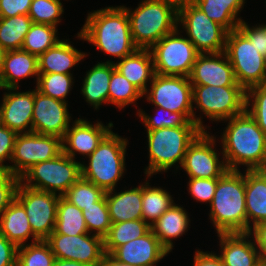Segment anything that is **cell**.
Wrapping results in <instances>:
<instances>
[{
    "label": "cell",
    "mask_w": 266,
    "mask_h": 266,
    "mask_svg": "<svg viewBox=\"0 0 266 266\" xmlns=\"http://www.w3.org/2000/svg\"><path fill=\"white\" fill-rule=\"evenodd\" d=\"M224 122L221 150L228 170L240 171V165L246 170H263L266 166V134L254 118L245 110Z\"/></svg>",
    "instance_id": "1"
},
{
    "label": "cell",
    "mask_w": 266,
    "mask_h": 266,
    "mask_svg": "<svg viewBox=\"0 0 266 266\" xmlns=\"http://www.w3.org/2000/svg\"><path fill=\"white\" fill-rule=\"evenodd\" d=\"M86 17L82 29L77 33L79 40L89 42L117 60L138 49L132 39L128 14L122 5L94 10Z\"/></svg>",
    "instance_id": "2"
},
{
    "label": "cell",
    "mask_w": 266,
    "mask_h": 266,
    "mask_svg": "<svg viewBox=\"0 0 266 266\" xmlns=\"http://www.w3.org/2000/svg\"><path fill=\"white\" fill-rule=\"evenodd\" d=\"M209 219L216 233H247L245 172L227 170L217 178Z\"/></svg>",
    "instance_id": "3"
},
{
    "label": "cell",
    "mask_w": 266,
    "mask_h": 266,
    "mask_svg": "<svg viewBox=\"0 0 266 266\" xmlns=\"http://www.w3.org/2000/svg\"><path fill=\"white\" fill-rule=\"evenodd\" d=\"M179 0H141L135 9L127 8L134 44L150 49L178 28Z\"/></svg>",
    "instance_id": "4"
},
{
    "label": "cell",
    "mask_w": 266,
    "mask_h": 266,
    "mask_svg": "<svg viewBox=\"0 0 266 266\" xmlns=\"http://www.w3.org/2000/svg\"><path fill=\"white\" fill-rule=\"evenodd\" d=\"M147 131L148 166L146 177L168 172L172 167L179 170L183 164L188 146L202 132L198 126L164 127Z\"/></svg>",
    "instance_id": "5"
},
{
    "label": "cell",
    "mask_w": 266,
    "mask_h": 266,
    "mask_svg": "<svg viewBox=\"0 0 266 266\" xmlns=\"http://www.w3.org/2000/svg\"><path fill=\"white\" fill-rule=\"evenodd\" d=\"M128 138L121 137L111 130L98 147L81 164L82 177L105 192L117 189L126 169Z\"/></svg>",
    "instance_id": "6"
},
{
    "label": "cell",
    "mask_w": 266,
    "mask_h": 266,
    "mask_svg": "<svg viewBox=\"0 0 266 266\" xmlns=\"http://www.w3.org/2000/svg\"><path fill=\"white\" fill-rule=\"evenodd\" d=\"M193 121L202 131L203 114L215 123L228 120L246 110V90L242 86L192 85ZM200 113L196 115V111ZM199 116V117H198Z\"/></svg>",
    "instance_id": "7"
},
{
    "label": "cell",
    "mask_w": 266,
    "mask_h": 266,
    "mask_svg": "<svg viewBox=\"0 0 266 266\" xmlns=\"http://www.w3.org/2000/svg\"><path fill=\"white\" fill-rule=\"evenodd\" d=\"M224 52L232 65L237 83L245 90L266 84V57L259 53L239 28L227 33Z\"/></svg>",
    "instance_id": "8"
},
{
    "label": "cell",
    "mask_w": 266,
    "mask_h": 266,
    "mask_svg": "<svg viewBox=\"0 0 266 266\" xmlns=\"http://www.w3.org/2000/svg\"><path fill=\"white\" fill-rule=\"evenodd\" d=\"M81 164L62 152L54 159L33 165L20 177V182L36 190L63 196L82 176Z\"/></svg>",
    "instance_id": "9"
},
{
    "label": "cell",
    "mask_w": 266,
    "mask_h": 266,
    "mask_svg": "<svg viewBox=\"0 0 266 266\" xmlns=\"http://www.w3.org/2000/svg\"><path fill=\"white\" fill-rule=\"evenodd\" d=\"M193 43L200 54L225 51L227 31L211 20L190 0H180L178 5V27Z\"/></svg>",
    "instance_id": "10"
},
{
    "label": "cell",
    "mask_w": 266,
    "mask_h": 266,
    "mask_svg": "<svg viewBox=\"0 0 266 266\" xmlns=\"http://www.w3.org/2000/svg\"><path fill=\"white\" fill-rule=\"evenodd\" d=\"M180 33L182 32L178 27L149 49L156 74L189 77L200 53L193 43Z\"/></svg>",
    "instance_id": "11"
},
{
    "label": "cell",
    "mask_w": 266,
    "mask_h": 266,
    "mask_svg": "<svg viewBox=\"0 0 266 266\" xmlns=\"http://www.w3.org/2000/svg\"><path fill=\"white\" fill-rule=\"evenodd\" d=\"M61 153L62 139L57 136L35 132L18 134L11 157L14 164H8L7 170L20 178L33 165L54 159Z\"/></svg>",
    "instance_id": "12"
},
{
    "label": "cell",
    "mask_w": 266,
    "mask_h": 266,
    "mask_svg": "<svg viewBox=\"0 0 266 266\" xmlns=\"http://www.w3.org/2000/svg\"><path fill=\"white\" fill-rule=\"evenodd\" d=\"M144 96L149 104L183 113L193 121L192 84L189 77L155 73Z\"/></svg>",
    "instance_id": "13"
},
{
    "label": "cell",
    "mask_w": 266,
    "mask_h": 266,
    "mask_svg": "<svg viewBox=\"0 0 266 266\" xmlns=\"http://www.w3.org/2000/svg\"><path fill=\"white\" fill-rule=\"evenodd\" d=\"M15 198L23 205L33 233L45 240L54 231L60 196L19 182Z\"/></svg>",
    "instance_id": "14"
},
{
    "label": "cell",
    "mask_w": 266,
    "mask_h": 266,
    "mask_svg": "<svg viewBox=\"0 0 266 266\" xmlns=\"http://www.w3.org/2000/svg\"><path fill=\"white\" fill-rule=\"evenodd\" d=\"M216 141V136L202 131L188 146L180 169L189 178H220L228 170L225 160L216 152Z\"/></svg>",
    "instance_id": "15"
},
{
    "label": "cell",
    "mask_w": 266,
    "mask_h": 266,
    "mask_svg": "<svg viewBox=\"0 0 266 266\" xmlns=\"http://www.w3.org/2000/svg\"><path fill=\"white\" fill-rule=\"evenodd\" d=\"M45 241L55 258L78 261L89 266H97L106 254L104 238L90 233L77 236L50 234Z\"/></svg>",
    "instance_id": "16"
},
{
    "label": "cell",
    "mask_w": 266,
    "mask_h": 266,
    "mask_svg": "<svg viewBox=\"0 0 266 266\" xmlns=\"http://www.w3.org/2000/svg\"><path fill=\"white\" fill-rule=\"evenodd\" d=\"M68 103L45 96L34 89L32 132L63 138L71 123Z\"/></svg>",
    "instance_id": "17"
},
{
    "label": "cell",
    "mask_w": 266,
    "mask_h": 266,
    "mask_svg": "<svg viewBox=\"0 0 266 266\" xmlns=\"http://www.w3.org/2000/svg\"><path fill=\"white\" fill-rule=\"evenodd\" d=\"M113 125L109 122L105 126L98 120L97 123L92 124L88 119L80 116L66 130L62 138V152L74 160L77 159L75 157L77 154L88 157L112 130Z\"/></svg>",
    "instance_id": "18"
},
{
    "label": "cell",
    "mask_w": 266,
    "mask_h": 266,
    "mask_svg": "<svg viewBox=\"0 0 266 266\" xmlns=\"http://www.w3.org/2000/svg\"><path fill=\"white\" fill-rule=\"evenodd\" d=\"M189 80L192 85L241 86L225 52L199 54Z\"/></svg>",
    "instance_id": "19"
},
{
    "label": "cell",
    "mask_w": 266,
    "mask_h": 266,
    "mask_svg": "<svg viewBox=\"0 0 266 266\" xmlns=\"http://www.w3.org/2000/svg\"><path fill=\"white\" fill-rule=\"evenodd\" d=\"M19 88H4L1 102L3 125L17 134L32 132L34 90L25 92Z\"/></svg>",
    "instance_id": "20"
},
{
    "label": "cell",
    "mask_w": 266,
    "mask_h": 266,
    "mask_svg": "<svg viewBox=\"0 0 266 266\" xmlns=\"http://www.w3.org/2000/svg\"><path fill=\"white\" fill-rule=\"evenodd\" d=\"M169 252L150 229L145 235L117 247L111 255L118 261L136 266H157Z\"/></svg>",
    "instance_id": "21"
},
{
    "label": "cell",
    "mask_w": 266,
    "mask_h": 266,
    "mask_svg": "<svg viewBox=\"0 0 266 266\" xmlns=\"http://www.w3.org/2000/svg\"><path fill=\"white\" fill-rule=\"evenodd\" d=\"M220 256L224 266H264L260 251L247 233H220ZM251 238V239H250Z\"/></svg>",
    "instance_id": "22"
},
{
    "label": "cell",
    "mask_w": 266,
    "mask_h": 266,
    "mask_svg": "<svg viewBox=\"0 0 266 266\" xmlns=\"http://www.w3.org/2000/svg\"><path fill=\"white\" fill-rule=\"evenodd\" d=\"M244 171L247 232H249L252 226L266 222V173L264 170Z\"/></svg>",
    "instance_id": "23"
},
{
    "label": "cell",
    "mask_w": 266,
    "mask_h": 266,
    "mask_svg": "<svg viewBox=\"0 0 266 266\" xmlns=\"http://www.w3.org/2000/svg\"><path fill=\"white\" fill-rule=\"evenodd\" d=\"M88 56L77 50L69 39H62L38 57L39 73L73 74L71 68Z\"/></svg>",
    "instance_id": "24"
},
{
    "label": "cell",
    "mask_w": 266,
    "mask_h": 266,
    "mask_svg": "<svg viewBox=\"0 0 266 266\" xmlns=\"http://www.w3.org/2000/svg\"><path fill=\"white\" fill-rule=\"evenodd\" d=\"M114 63L115 61L108 59L98 62L84 76L80 92L94 110L99 109L102 104L108 105L109 83L115 69Z\"/></svg>",
    "instance_id": "25"
},
{
    "label": "cell",
    "mask_w": 266,
    "mask_h": 266,
    "mask_svg": "<svg viewBox=\"0 0 266 266\" xmlns=\"http://www.w3.org/2000/svg\"><path fill=\"white\" fill-rule=\"evenodd\" d=\"M39 76L38 57L21 50H9L5 54L3 71L0 76L1 88H20L22 78ZM19 81V82H18Z\"/></svg>",
    "instance_id": "26"
},
{
    "label": "cell",
    "mask_w": 266,
    "mask_h": 266,
    "mask_svg": "<svg viewBox=\"0 0 266 266\" xmlns=\"http://www.w3.org/2000/svg\"><path fill=\"white\" fill-rule=\"evenodd\" d=\"M111 223L142 219V183L124 191L105 193Z\"/></svg>",
    "instance_id": "27"
},
{
    "label": "cell",
    "mask_w": 266,
    "mask_h": 266,
    "mask_svg": "<svg viewBox=\"0 0 266 266\" xmlns=\"http://www.w3.org/2000/svg\"><path fill=\"white\" fill-rule=\"evenodd\" d=\"M118 70L129 82L142 93L149 87L155 75L152 54L149 49L138 48L132 54L114 63Z\"/></svg>",
    "instance_id": "28"
},
{
    "label": "cell",
    "mask_w": 266,
    "mask_h": 266,
    "mask_svg": "<svg viewBox=\"0 0 266 266\" xmlns=\"http://www.w3.org/2000/svg\"><path fill=\"white\" fill-rule=\"evenodd\" d=\"M0 233L17 247L40 239L33 233L23 205L15 198L0 217Z\"/></svg>",
    "instance_id": "29"
},
{
    "label": "cell",
    "mask_w": 266,
    "mask_h": 266,
    "mask_svg": "<svg viewBox=\"0 0 266 266\" xmlns=\"http://www.w3.org/2000/svg\"><path fill=\"white\" fill-rule=\"evenodd\" d=\"M190 221L186 209L174 203L151 226V229L161 245L170 253L175 246L173 239L180 238L185 232H188Z\"/></svg>",
    "instance_id": "30"
},
{
    "label": "cell",
    "mask_w": 266,
    "mask_h": 266,
    "mask_svg": "<svg viewBox=\"0 0 266 266\" xmlns=\"http://www.w3.org/2000/svg\"><path fill=\"white\" fill-rule=\"evenodd\" d=\"M211 20L221 25L227 32L237 29L244 20L240 16L246 0H190Z\"/></svg>",
    "instance_id": "31"
},
{
    "label": "cell",
    "mask_w": 266,
    "mask_h": 266,
    "mask_svg": "<svg viewBox=\"0 0 266 266\" xmlns=\"http://www.w3.org/2000/svg\"><path fill=\"white\" fill-rule=\"evenodd\" d=\"M149 178L142 183V219L152 226L175 202L165 188L151 186Z\"/></svg>",
    "instance_id": "32"
},
{
    "label": "cell",
    "mask_w": 266,
    "mask_h": 266,
    "mask_svg": "<svg viewBox=\"0 0 266 266\" xmlns=\"http://www.w3.org/2000/svg\"><path fill=\"white\" fill-rule=\"evenodd\" d=\"M82 210L70 203L63 196H60L57 204L56 223L51 234H63L77 236L87 234Z\"/></svg>",
    "instance_id": "33"
},
{
    "label": "cell",
    "mask_w": 266,
    "mask_h": 266,
    "mask_svg": "<svg viewBox=\"0 0 266 266\" xmlns=\"http://www.w3.org/2000/svg\"><path fill=\"white\" fill-rule=\"evenodd\" d=\"M150 229L143 219L112 223L104 237L105 253L111 254L117 247L145 235Z\"/></svg>",
    "instance_id": "34"
},
{
    "label": "cell",
    "mask_w": 266,
    "mask_h": 266,
    "mask_svg": "<svg viewBox=\"0 0 266 266\" xmlns=\"http://www.w3.org/2000/svg\"><path fill=\"white\" fill-rule=\"evenodd\" d=\"M32 24L29 15L0 18V46L6 51L21 50Z\"/></svg>",
    "instance_id": "35"
},
{
    "label": "cell",
    "mask_w": 266,
    "mask_h": 266,
    "mask_svg": "<svg viewBox=\"0 0 266 266\" xmlns=\"http://www.w3.org/2000/svg\"><path fill=\"white\" fill-rule=\"evenodd\" d=\"M58 28L49 24L33 23L22 45V50L37 57L59 41Z\"/></svg>",
    "instance_id": "36"
},
{
    "label": "cell",
    "mask_w": 266,
    "mask_h": 266,
    "mask_svg": "<svg viewBox=\"0 0 266 266\" xmlns=\"http://www.w3.org/2000/svg\"><path fill=\"white\" fill-rule=\"evenodd\" d=\"M143 97V93L131 82H129L118 70L112 71L109 83L108 104L116 108L124 109L130 104H137L136 101Z\"/></svg>",
    "instance_id": "37"
},
{
    "label": "cell",
    "mask_w": 266,
    "mask_h": 266,
    "mask_svg": "<svg viewBox=\"0 0 266 266\" xmlns=\"http://www.w3.org/2000/svg\"><path fill=\"white\" fill-rule=\"evenodd\" d=\"M74 83L72 74L39 73L35 88L45 96L68 102L66 99Z\"/></svg>",
    "instance_id": "38"
},
{
    "label": "cell",
    "mask_w": 266,
    "mask_h": 266,
    "mask_svg": "<svg viewBox=\"0 0 266 266\" xmlns=\"http://www.w3.org/2000/svg\"><path fill=\"white\" fill-rule=\"evenodd\" d=\"M156 116L148 115L143 109L137 110V116L147 130L159 128H172L177 126H198L194 121H190L183 113L171 112L159 106H154Z\"/></svg>",
    "instance_id": "39"
},
{
    "label": "cell",
    "mask_w": 266,
    "mask_h": 266,
    "mask_svg": "<svg viewBox=\"0 0 266 266\" xmlns=\"http://www.w3.org/2000/svg\"><path fill=\"white\" fill-rule=\"evenodd\" d=\"M55 256L45 240L18 247L16 266H53Z\"/></svg>",
    "instance_id": "40"
},
{
    "label": "cell",
    "mask_w": 266,
    "mask_h": 266,
    "mask_svg": "<svg viewBox=\"0 0 266 266\" xmlns=\"http://www.w3.org/2000/svg\"><path fill=\"white\" fill-rule=\"evenodd\" d=\"M105 191L82 176L66 191L63 197L80 210L100 201Z\"/></svg>",
    "instance_id": "41"
},
{
    "label": "cell",
    "mask_w": 266,
    "mask_h": 266,
    "mask_svg": "<svg viewBox=\"0 0 266 266\" xmlns=\"http://www.w3.org/2000/svg\"><path fill=\"white\" fill-rule=\"evenodd\" d=\"M82 212L88 233L104 238L112 224L105 196L91 206L85 207Z\"/></svg>",
    "instance_id": "42"
},
{
    "label": "cell",
    "mask_w": 266,
    "mask_h": 266,
    "mask_svg": "<svg viewBox=\"0 0 266 266\" xmlns=\"http://www.w3.org/2000/svg\"><path fill=\"white\" fill-rule=\"evenodd\" d=\"M64 11L61 0H33L28 15L33 23L57 27Z\"/></svg>",
    "instance_id": "43"
},
{
    "label": "cell",
    "mask_w": 266,
    "mask_h": 266,
    "mask_svg": "<svg viewBox=\"0 0 266 266\" xmlns=\"http://www.w3.org/2000/svg\"><path fill=\"white\" fill-rule=\"evenodd\" d=\"M246 110L266 134V84L246 90Z\"/></svg>",
    "instance_id": "44"
},
{
    "label": "cell",
    "mask_w": 266,
    "mask_h": 266,
    "mask_svg": "<svg viewBox=\"0 0 266 266\" xmlns=\"http://www.w3.org/2000/svg\"><path fill=\"white\" fill-rule=\"evenodd\" d=\"M188 192L197 202L211 204L217 187V178H189Z\"/></svg>",
    "instance_id": "45"
},
{
    "label": "cell",
    "mask_w": 266,
    "mask_h": 266,
    "mask_svg": "<svg viewBox=\"0 0 266 266\" xmlns=\"http://www.w3.org/2000/svg\"><path fill=\"white\" fill-rule=\"evenodd\" d=\"M20 178L8 170H0V217L10 203L15 199Z\"/></svg>",
    "instance_id": "46"
},
{
    "label": "cell",
    "mask_w": 266,
    "mask_h": 266,
    "mask_svg": "<svg viewBox=\"0 0 266 266\" xmlns=\"http://www.w3.org/2000/svg\"><path fill=\"white\" fill-rule=\"evenodd\" d=\"M238 28L249 38L250 42L255 45L259 53L266 57V24L250 26L244 20Z\"/></svg>",
    "instance_id": "47"
},
{
    "label": "cell",
    "mask_w": 266,
    "mask_h": 266,
    "mask_svg": "<svg viewBox=\"0 0 266 266\" xmlns=\"http://www.w3.org/2000/svg\"><path fill=\"white\" fill-rule=\"evenodd\" d=\"M17 135L5 125H0V170H7L8 164H6V161L11 162Z\"/></svg>",
    "instance_id": "48"
},
{
    "label": "cell",
    "mask_w": 266,
    "mask_h": 266,
    "mask_svg": "<svg viewBox=\"0 0 266 266\" xmlns=\"http://www.w3.org/2000/svg\"><path fill=\"white\" fill-rule=\"evenodd\" d=\"M33 0H0V18L28 15Z\"/></svg>",
    "instance_id": "49"
},
{
    "label": "cell",
    "mask_w": 266,
    "mask_h": 266,
    "mask_svg": "<svg viewBox=\"0 0 266 266\" xmlns=\"http://www.w3.org/2000/svg\"><path fill=\"white\" fill-rule=\"evenodd\" d=\"M18 247L0 233V266H16Z\"/></svg>",
    "instance_id": "50"
},
{
    "label": "cell",
    "mask_w": 266,
    "mask_h": 266,
    "mask_svg": "<svg viewBox=\"0 0 266 266\" xmlns=\"http://www.w3.org/2000/svg\"><path fill=\"white\" fill-rule=\"evenodd\" d=\"M248 233L252 236L255 246L260 251L263 264L266 266V222L253 226Z\"/></svg>",
    "instance_id": "51"
},
{
    "label": "cell",
    "mask_w": 266,
    "mask_h": 266,
    "mask_svg": "<svg viewBox=\"0 0 266 266\" xmlns=\"http://www.w3.org/2000/svg\"><path fill=\"white\" fill-rule=\"evenodd\" d=\"M195 251L193 266H224L220 256L215 252Z\"/></svg>",
    "instance_id": "52"
},
{
    "label": "cell",
    "mask_w": 266,
    "mask_h": 266,
    "mask_svg": "<svg viewBox=\"0 0 266 266\" xmlns=\"http://www.w3.org/2000/svg\"><path fill=\"white\" fill-rule=\"evenodd\" d=\"M97 266H136L132 264H126L115 259L111 254L106 253L102 261Z\"/></svg>",
    "instance_id": "53"
},
{
    "label": "cell",
    "mask_w": 266,
    "mask_h": 266,
    "mask_svg": "<svg viewBox=\"0 0 266 266\" xmlns=\"http://www.w3.org/2000/svg\"><path fill=\"white\" fill-rule=\"evenodd\" d=\"M53 266H89L78 261L64 260L55 258Z\"/></svg>",
    "instance_id": "54"
},
{
    "label": "cell",
    "mask_w": 266,
    "mask_h": 266,
    "mask_svg": "<svg viewBox=\"0 0 266 266\" xmlns=\"http://www.w3.org/2000/svg\"><path fill=\"white\" fill-rule=\"evenodd\" d=\"M6 52L7 51L0 46V76H1L2 71H3L4 58H5Z\"/></svg>",
    "instance_id": "55"
},
{
    "label": "cell",
    "mask_w": 266,
    "mask_h": 266,
    "mask_svg": "<svg viewBox=\"0 0 266 266\" xmlns=\"http://www.w3.org/2000/svg\"><path fill=\"white\" fill-rule=\"evenodd\" d=\"M3 124V120H2V107H1V103H0V125Z\"/></svg>",
    "instance_id": "56"
}]
</instances>
